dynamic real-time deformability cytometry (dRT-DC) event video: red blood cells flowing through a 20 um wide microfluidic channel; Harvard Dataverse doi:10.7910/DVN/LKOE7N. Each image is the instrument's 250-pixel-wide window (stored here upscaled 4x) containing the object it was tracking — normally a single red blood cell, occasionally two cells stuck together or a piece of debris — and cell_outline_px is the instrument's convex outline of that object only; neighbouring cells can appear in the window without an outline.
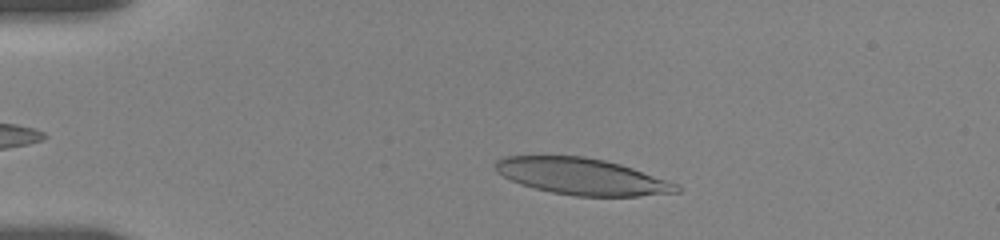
{"species": "human", "species_latin": "Homo sapiens", "temperature_condition": "room temperature", "stored_images_in_passage": 46, "camera_frame_rate_fps": 3000, "um_per_image_px": 0.085, "donor": {"sex": "female"}, "frame": {"image": 1, "passage_image": 8, "time_ms": 2.333, "image_size_px": [1000, 240], "cell_outline_px": [[680, 192], [640, 196], [576, 196], [552, 192], [520, 184], [496, 172], [492, 164], [496, 160], [504, 156], [584, 156], [604, 160], [620, 164], [632, 168], [676, 184], [680, 188]], "centroid_in_image_um": [49.41, 14.99], "position_along_channel_um": 35.6, "area_um2": 38.26}}
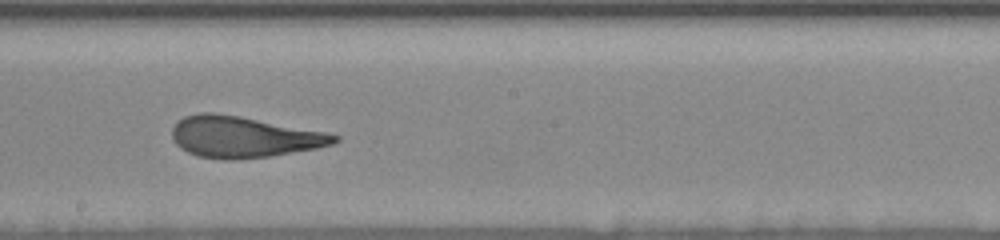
{"frame": {"image": 2, "passage_image": 28, "time_ms": 9.0, "image_size_px": [1000, 240], "cell_outline_px": [[340, 140], [332, 144], [316, 148], [268, 156], [232, 160], [196, 156], [180, 148], [176, 144], [172, 136], [172, 128], [184, 116], [200, 112], [216, 112], [240, 116], [324, 132], [340, 136]], "centroid_in_image_um": [20.67, 11.63], "position_along_channel_um": 227.5, "area_um2": 38.61}}
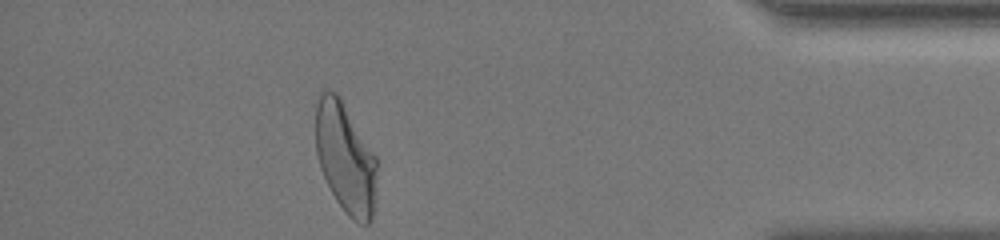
{"frame": {"image": 3, "passage_image": 46, "time_ms": 15.0, "image_size_px": [1000, 240], "cell_outline_px": [[380, 160], [376, 200], [372, 220], [368, 224], [360, 224], [352, 220], [344, 212], [336, 200], [320, 168], [316, 152], [316, 104], [320, 92], [324, 88], [328, 88], [336, 92], [340, 96]], "centroid_in_image_um": [29.42, 13.43], "position_along_channel_um": 405.8, "area_um2": 40.86}, "authors_computed_cell_mechanics": {"area_um2": 38.9861, "velocity_mm_per_s": 3.6138, "shape_relaxation_time_tau1_ms": 3.9574, "shape_relaxation_time_tau2_ms": 1.2872, "deformation_change_tau1": 0.1948, "deformation_change_tau2": 0.1149}}